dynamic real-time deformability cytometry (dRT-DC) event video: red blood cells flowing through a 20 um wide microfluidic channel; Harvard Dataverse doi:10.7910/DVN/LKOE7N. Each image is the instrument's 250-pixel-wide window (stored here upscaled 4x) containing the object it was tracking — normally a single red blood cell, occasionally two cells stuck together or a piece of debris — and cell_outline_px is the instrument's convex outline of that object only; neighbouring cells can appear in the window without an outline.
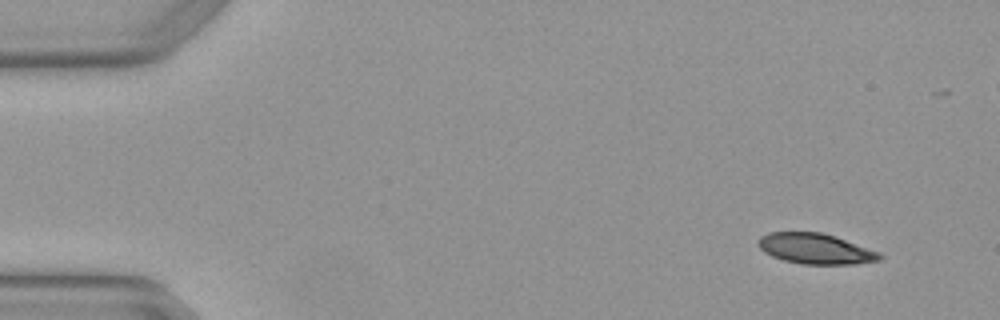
{"species": "Egyptian fruit bat (a non-hibernating species)", "species_latin": "Rousettus aegyptiacus", "temperature_condition": "warm", "stored_images_in_passage": 5, "camera_frame_rate_fps": 3000, "um_per_image_px": 0.085, "animal": {"sex": "female"}, "frame": {"image": 1, "passage_image": 1, "time_ms": 0.0, "image_size_px": [1000, 320], "cell_outline_px": [[884, 256], [880, 260], [856, 264], [800, 264], [784, 260], [772, 256], [764, 252], [760, 248], [760, 236], [768, 232], [820, 232], [880, 252]], "centroid_in_image_um": [69.32, 21.15], "position_along_channel_um": 15.7, "area_um2": 21.33}}